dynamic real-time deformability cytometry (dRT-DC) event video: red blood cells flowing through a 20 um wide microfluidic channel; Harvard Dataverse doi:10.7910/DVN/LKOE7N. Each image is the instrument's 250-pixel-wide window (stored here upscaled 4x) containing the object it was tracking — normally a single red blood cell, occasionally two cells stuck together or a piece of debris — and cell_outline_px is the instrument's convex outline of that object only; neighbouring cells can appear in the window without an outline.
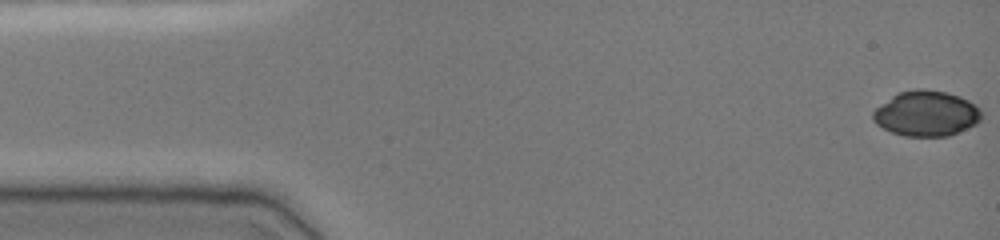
{"species": "common noctule bat (a hibernating species)", "species_latin": "Nyctalus noctula", "temperature_condition": "cold", "stored_images_in_passage": 49, "camera_frame_rate_fps": 3000, "um_per_image_px": 0.085, "animal": {"sex": "female", "body_mass_g": 19.0, "forearm_length_mm": 51.5}, "frame": {"image": 1, "passage_image": 1, "time_ms": 0.0, "image_size_px": [1000, 240], "cell_outline_px": [[980, 120], [976, 124], [948, 136], [904, 136], [892, 132], [876, 124], [872, 120], [872, 112], [876, 108], [892, 96], [900, 92], [916, 88], [924, 88], [948, 92], [960, 96], [968, 100], [980, 108]], "centroid_in_image_um": [78.72, 9.64], "position_along_channel_um": 6.3, "area_um2": 28.67}}
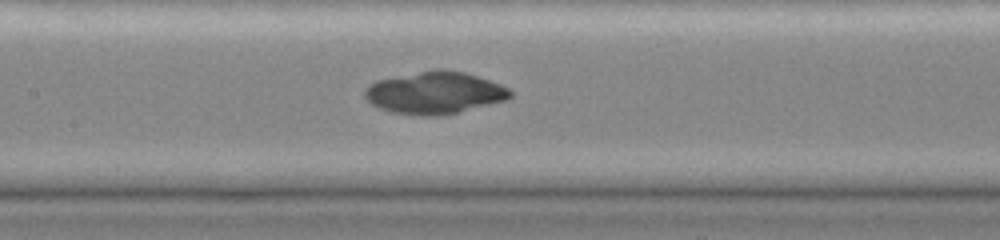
{"frame": {"image": 2, "passage_image": 23, "time_ms": 7.333, "image_size_px": [1000, 240], "cell_outline_px": [[512, 96], [508, 100], [456, 112], [432, 116], [424, 116], [392, 112], [380, 108], [372, 104], [364, 96], [364, 88], [368, 84], [376, 80], [436, 68], [440, 68], [464, 72], [480, 76], [500, 84], [508, 88], [512, 92]], "centroid_in_image_um": [36.95, 7.86], "position_along_channel_um": 170.4, "area_um2": 35.84}}
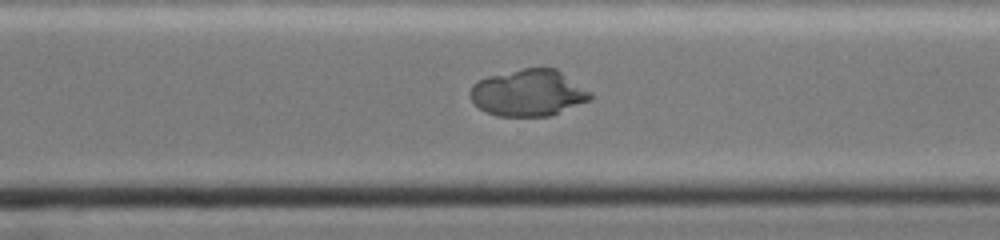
{"frame": {"image": 3, "passage_image": 35, "time_ms": 11.333, "image_size_px": [1000, 240], "cell_outline_px": [[592, 100], [548, 116], [496, 116], [480, 108], [472, 100], [468, 92], [472, 84], [488, 76], [524, 68], [556, 68], [592, 92]], "centroid_in_image_um": [44.93, 7.89], "position_along_channel_um": 325.7, "area_um2": 32.6}}